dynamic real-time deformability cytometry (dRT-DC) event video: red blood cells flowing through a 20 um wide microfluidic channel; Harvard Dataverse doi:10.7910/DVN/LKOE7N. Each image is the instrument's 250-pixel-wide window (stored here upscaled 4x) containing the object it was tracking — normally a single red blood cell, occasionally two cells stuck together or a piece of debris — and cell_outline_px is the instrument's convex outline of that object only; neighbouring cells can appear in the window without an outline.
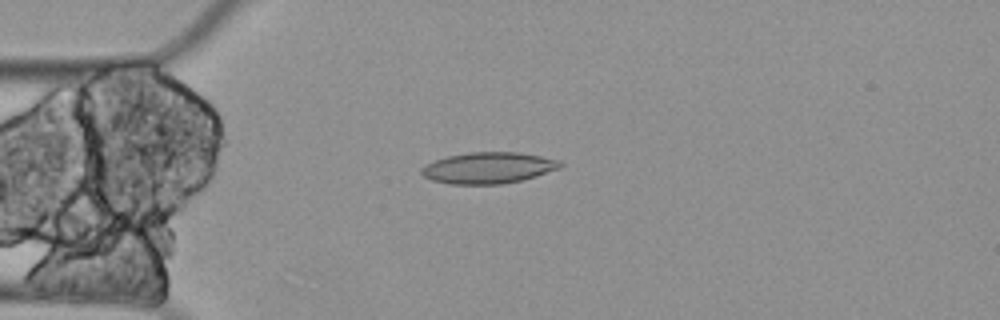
{"species": "Egyptian fruit bat (a non-hibernating species)", "species_latin": "Rousettus aegyptiacus", "temperature_condition": "cold", "stored_images_in_passage": 44, "camera_frame_rate_fps": 3000, "um_per_image_px": 0.085, "animal": {"sex": "female"}, "frame": {"image": 1, "passage_image": 14, "time_ms": 4.333, "image_size_px": [1000, 320], "cell_outline_px": [[564, 164], [560, 168], [536, 176], [504, 184], [448, 184], [432, 180], [424, 176], [420, 172], [420, 168], [424, 164], [448, 156], [468, 152], [520, 152], [560, 160]], "centroid_in_image_um": [41.5, 14.26], "position_along_channel_um": 43.5, "area_um2": 25.37}}
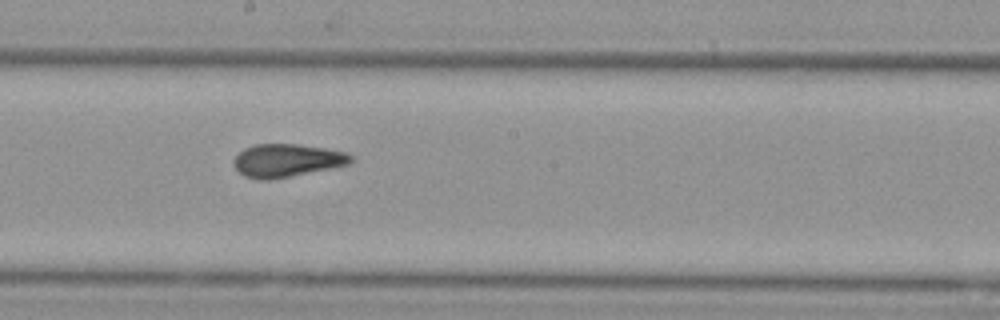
{"frame": {"image": 2, "passage_image": 31, "time_ms": 10.0, "image_size_px": [1000, 320], "cell_outline_px": [[356, 156], [348, 164], [332, 168], [268, 180], [264, 180], [244, 176], [236, 168], [232, 160], [244, 148], [256, 144], [296, 144], [324, 148], [348, 152]], "centroid_in_image_um": [24.41, 13.63], "position_along_channel_um": 223.8, "area_um2": 22.43}}
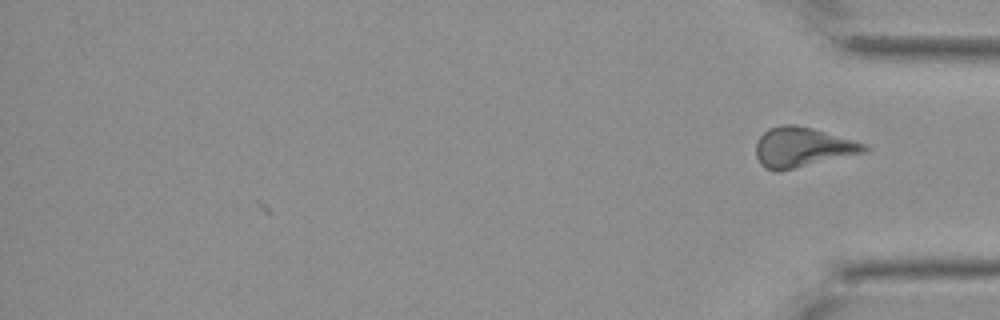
{"frame": {"image": 3, "passage_image": 44, "time_ms": 14.333, "image_size_px": [1000, 320], "cell_outline_px": [[868, 152], [780, 172], [776, 172], [764, 168], [760, 164], [756, 156], [756, 144], [760, 136], [768, 128], [780, 124], [796, 124], [812, 128], [868, 144]], "centroid_in_image_um": [68.21, 12.53], "position_along_channel_um": 367.0, "area_um2": 25.61}, "authors_computed_cell_mechanics": {"area_um2": 23.7269, "velocity_mm_per_s": 3.3081, "shape_relaxation_time_tau1_ms": null, "shape_relaxation_time_tau2_ms": 5.5112, "deformation_change_tau1": null, "deformation_change_tau2": 0.1247}}